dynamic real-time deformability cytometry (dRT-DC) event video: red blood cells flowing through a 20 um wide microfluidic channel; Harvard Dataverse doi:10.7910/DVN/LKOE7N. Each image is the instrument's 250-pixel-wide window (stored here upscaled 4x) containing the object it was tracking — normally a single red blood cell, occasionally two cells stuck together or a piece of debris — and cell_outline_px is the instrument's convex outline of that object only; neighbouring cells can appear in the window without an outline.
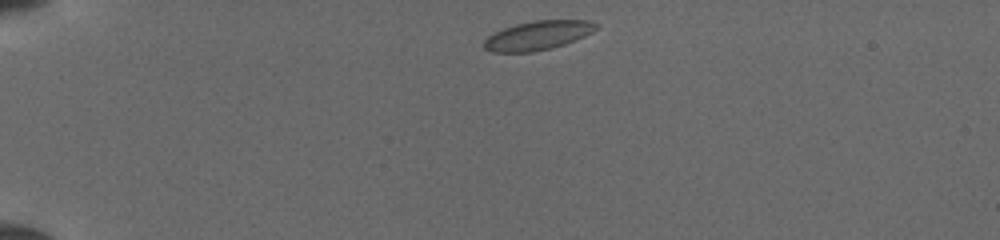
{"species": "common noctule bat (a hibernating species)", "species_latin": "Nyctalus noctula", "temperature_condition": "cold", "stored_images_in_passage": 39, "camera_frame_rate_fps": 3000, "um_per_image_px": 0.085, "animal": {"sex": "female", "body_mass_g": 19.5, "forearm_length_mm": 54.1}, "frame": {"image": 1, "passage_image": 1, "time_ms": 0.0, "image_size_px": [1000, 240], "cell_outline_px": [[596, 28], [592, 32], [584, 36], [564, 44], [552, 48], [532, 52], [492, 52], [484, 48], [484, 40], [488, 36], [504, 28], [516, 24], [536, 20], [588, 20], [596, 24]], "centroid_in_image_um": [45.69, 3.01], "position_along_channel_um": 39.3, "area_um2": 18.73}}
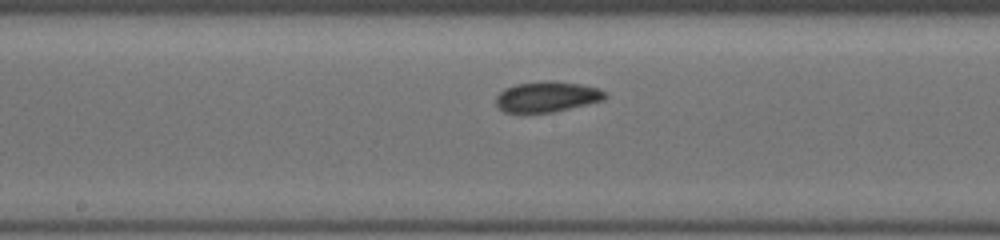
{"frame": {"image": 2, "passage_image": 17, "time_ms": 5.333, "image_size_px": [1000, 240], "cell_outline_px": [[608, 96], [604, 100], [552, 112], [504, 112], [496, 104], [496, 96], [504, 88], [516, 84], [544, 80], [552, 80], [580, 84], [596, 88], [604, 92]], "centroid_in_image_um": [46.47, 8.21], "position_along_channel_um": 201.7, "area_um2": 19.31}}
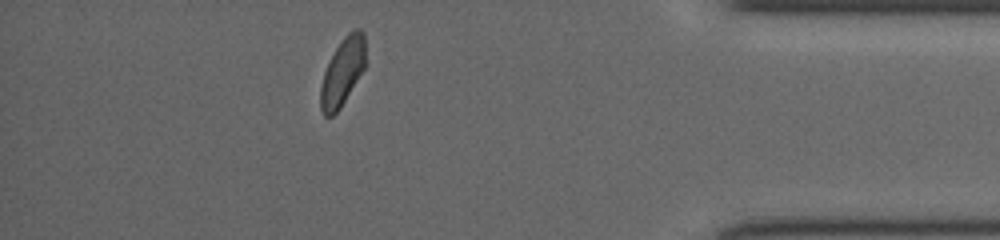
{"frame": {"image": 3, "passage_image": 34, "time_ms": 11.0, "image_size_px": [1000, 240], "cell_outline_px": [[364, 68], [340, 108], [332, 116], [324, 116], [320, 108], [320, 88], [324, 72], [340, 40], [352, 28], [360, 28], [364, 32]], "centroid_in_image_um": [29.1, 6.09], "position_along_channel_um": 406.1, "area_um2": 17.46}}